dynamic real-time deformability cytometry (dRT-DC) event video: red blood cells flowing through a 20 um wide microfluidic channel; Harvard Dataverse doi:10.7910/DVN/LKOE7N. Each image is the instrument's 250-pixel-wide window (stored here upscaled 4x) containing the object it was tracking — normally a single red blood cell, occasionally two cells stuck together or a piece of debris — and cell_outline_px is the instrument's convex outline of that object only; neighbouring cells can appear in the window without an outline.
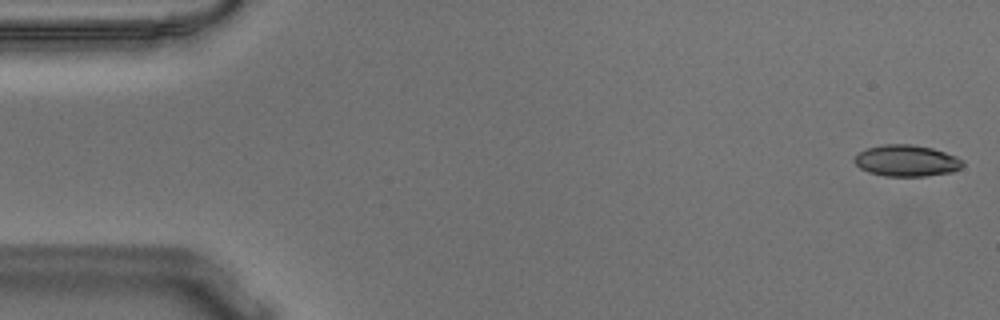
{"species": "Egyptian fruit bat (a non-hibernating species)", "species_latin": "Rousettus aegyptiacus", "temperature_condition": "warm", "stored_images_in_passage": 50, "camera_frame_rate_fps": 3000, "um_per_image_px": 0.085, "animal": {"sex": "male"}, "frame": {"image": 1, "passage_image": 1, "time_ms": 0.0, "image_size_px": [1000, 320], "cell_outline_px": [[964, 164], [960, 168], [952, 172], [924, 176], [884, 176], [868, 172], [860, 168], [852, 160], [860, 152], [868, 148], [884, 144], [912, 144], [932, 148], [956, 156], [964, 160]], "centroid_in_image_um": [77.07, 13.66], "position_along_channel_um": 7.9, "area_um2": 19.83}}
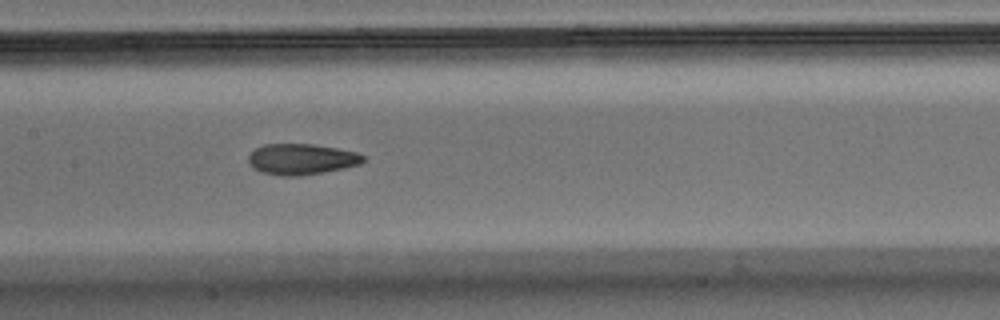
{"frame": {"image": 2, "passage_image": 26, "time_ms": 8.333, "image_size_px": [1000, 320], "cell_outline_px": [[364, 160], [360, 164], [344, 168], [324, 172], [300, 176], [280, 176], [260, 172], [252, 168], [248, 160], [248, 156], [256, 148], [264, 144], [312, 144], [336, 148], [356, 152], [364, 156]], "centroid_in_image_um": [25.6, 13.54], "position_along_channel_um": 181.8, "area_um2": 20.69}}
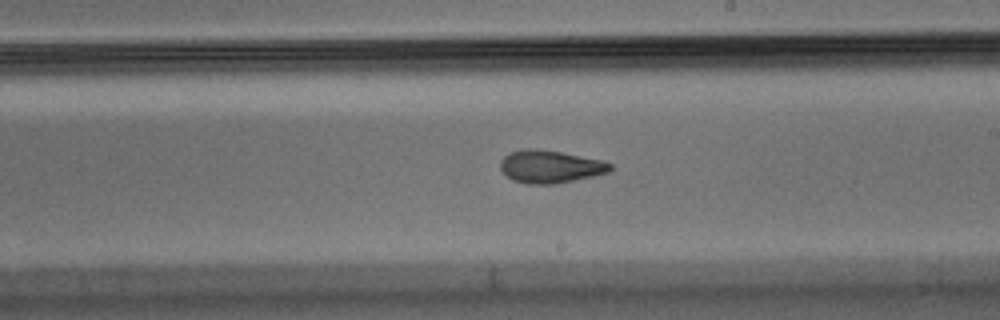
{"frame": {"image": 3, "passage_image": 31, "time_ms": 10.0, "image_size_px": [1000, 320], "cell_outline_px": [[612, 168], [608, 172], [592, 176], [556, 184], [528, 184], [512, 180], [500, 168], [500, 160], [508, 152], [524, 148], [536, 148], [560, 152], [600, 160], [612, 164]], "centroid_in_image_um": [46.72, 14.15], "position_along_channel_um": 242.3, "area_um2": 20.87}}